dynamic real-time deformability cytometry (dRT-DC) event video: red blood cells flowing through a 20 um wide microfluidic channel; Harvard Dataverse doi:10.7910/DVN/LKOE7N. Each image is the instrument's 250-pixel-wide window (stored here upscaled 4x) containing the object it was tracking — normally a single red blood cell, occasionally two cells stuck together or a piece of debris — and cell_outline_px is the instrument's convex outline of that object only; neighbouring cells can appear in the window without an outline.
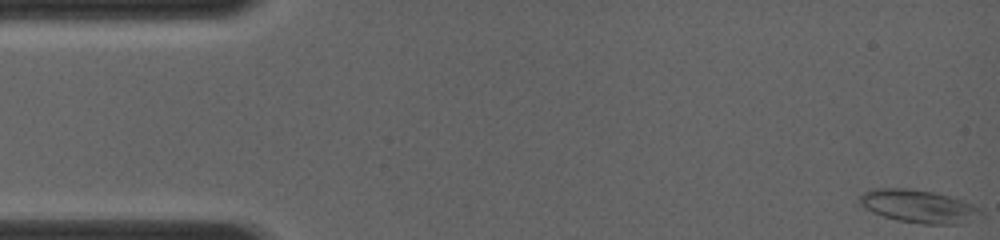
{"species": "common noctule bat (a hibernating species)", "species_latin": "Nyctalus noctula", "temperature_condition": "room temperature", "stored_images_in_passage": 19, "camera_frame_rate_fps": 4000, "um_per_image_px": 0.085, "animal": {"sex": "female", "body_mass_g": 19.0, "forearm_length_mm": 56.7}, "frame": {"image": 1, "passage_image": 1, "time_ms": 0.0, "image_size_px": [1000, 240], "cell_outline_px": [[984, 216], [932, 224], [900, 220], [884, 216], [868, 208], [860, 200], [860, 196], [864, 192], [872, 188], [908, 188], [932, 192], [964, 200], [980, 208], [984, 212]], "centroid_in_image_um": [78.07, 17.48], "position_along_channel_um": 6.9, "area_um2": 22.08}}
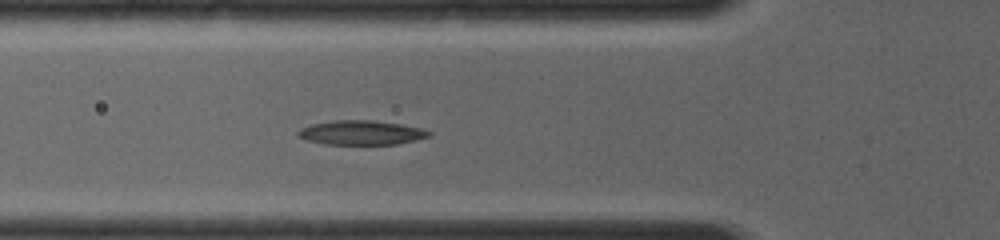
{"frame": {"image": 2, "passage_image": 11, "time_ms": 4.75, "image_size_px": [1000, 240], "cell_outline_px": [[432, 132], [428, 136], [396, 144], [328, 144], [308, 140], [300, 136], [296, 132], [300, 128], [312, 124], [332, 120], [368, 120], [396, 124], [420, 128]], "centroid_in_image_um": [30.65, 11.27], "position_along_channel_um": 95.2, "area_um2": 18.03}}
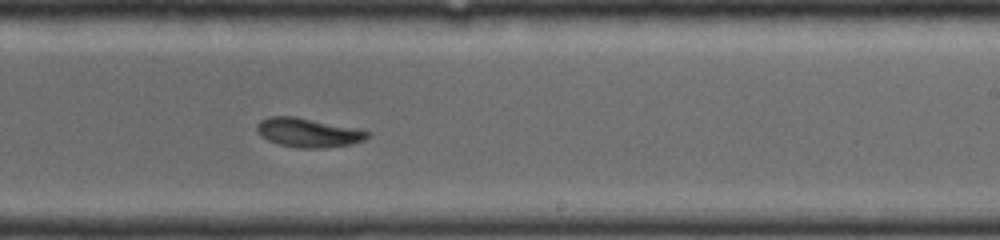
{"frame": {"image": 3, "passage_image": 19, "time_ms": 8.5, "image_size_px": [1000, 240], "cell_outline_px": [[368, 136], [364, 140], [348, 144], [316, 148], [304, 148], [280, 144], [268, 140], [256, 128], [256, 124], [260, 120], [268, 116], [292, 116], [368, 132]], "centroid_in_image_um": [26.1, 11.27], "position_along_channel_um": 262.9, "area_um2": 17.69}}